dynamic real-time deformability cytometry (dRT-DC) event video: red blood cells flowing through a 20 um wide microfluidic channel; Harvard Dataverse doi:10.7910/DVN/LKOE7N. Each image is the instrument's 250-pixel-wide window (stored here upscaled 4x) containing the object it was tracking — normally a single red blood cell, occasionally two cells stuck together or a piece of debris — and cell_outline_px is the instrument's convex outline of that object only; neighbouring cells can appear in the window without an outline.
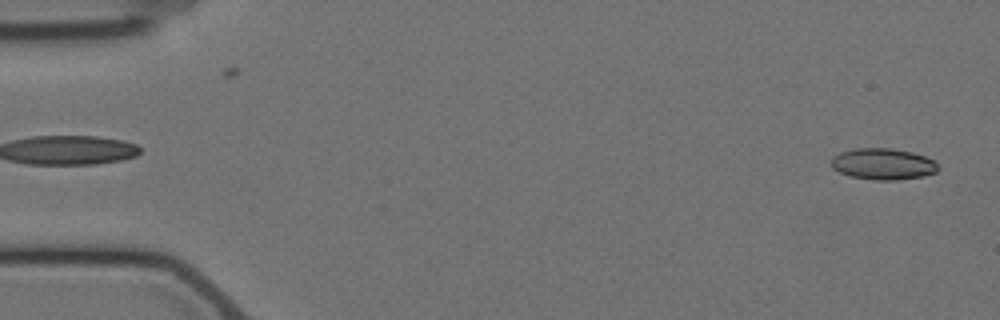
{"species": "Egyptian fruit bat (a non-hibernating species)", "species_latin": "Rousettus aegyptiacus", "temperature_condition": "cold", "stored_images_in_passage": 6, "segment_of_instrument_passage": [2, 2], "camera_frame_rate_fps": 3000, "um_per_image_px": 0.085, "animal": {"sex": "female"}, "frame": {"image": 1, "passage_image": 6, "time_ms": 5.667, "image_size_px": [1000, 320], "cell_outline_px": [[936, 172], [924, 176], [896, 180], [876, 180], [848, 176], [832, 168], [832, 156], [840, 152], [856, 148], [892, 148], [912, 152], [924, 156], [932, 160], [936, 164]], "centroid_in_image_um": [75.02, 13.94], "position_along_channel_um": 10.0, "area_um2": 19.42}}